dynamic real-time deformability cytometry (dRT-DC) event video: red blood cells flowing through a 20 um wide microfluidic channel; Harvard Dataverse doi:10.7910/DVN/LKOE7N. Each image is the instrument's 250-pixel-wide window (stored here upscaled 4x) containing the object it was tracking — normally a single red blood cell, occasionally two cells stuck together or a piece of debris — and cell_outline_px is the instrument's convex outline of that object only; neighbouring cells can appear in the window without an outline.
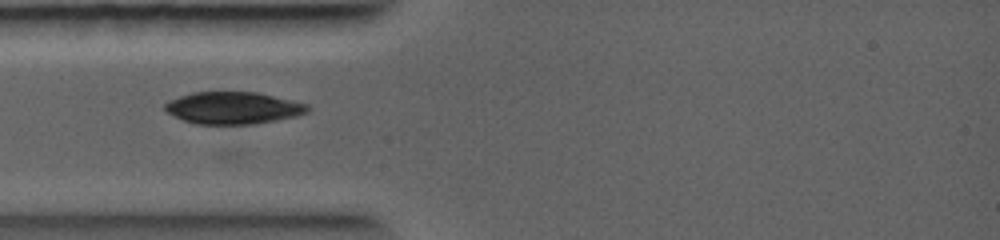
{"species": "common noctule bat (a hibernating species)", "species_latin": "Nyctalus noctula", "temperature_condition": "warm", "stored_images_in_passage": 9, "camera_frame_rate_fps": 5000, "um_per_image_px": 0.085, "animal": {"sex": "female", "body_mass_g": 19.0, "forearm_length_mm": 56.7}, "frame": {"image": 1, "passage_image": 4, "time_ms": 2.2, "image_size_px": [1000, 240], "cell_outline_px": [[308, 112], [296, 116], [276, 120], [252, 124], [196, 124], [184, 120], [168, 112], [164, 108], [164, 104], [180, 96], [192, 92], [256, 92], [308, 104]], "centroid_in_image_um": [19.82, 9.17], "position_along_channel_um": 65.2, "area_um2": 26.36}}
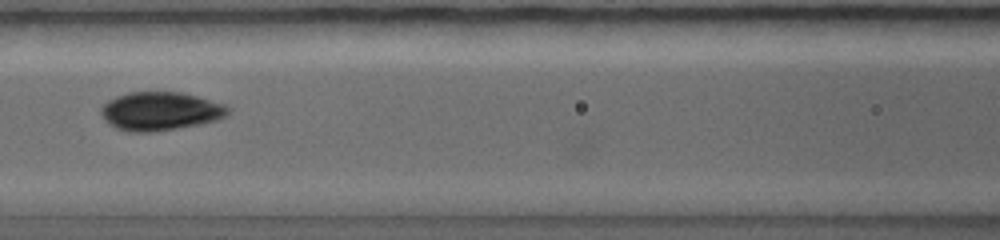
{"frame": {"image": 2, "passage_image": 6, "time_ms": 3.6, "image_size_px": [1000, 240], "cell_outline_px": [[232, 112], [216, 120], [200, 124], [152, 132], [128, 132], [116, 128], [108, 124], [104, 120], [100, 112], [100, 108], [108, 100], [116, 96], [128, 92], [180, 92], [196, 96], [224, 104], [232, 108]], "centroid_in_image_um": [13.61, 9.45], "position_along_channel_um": 153.0, "area_um2": 28.61}}
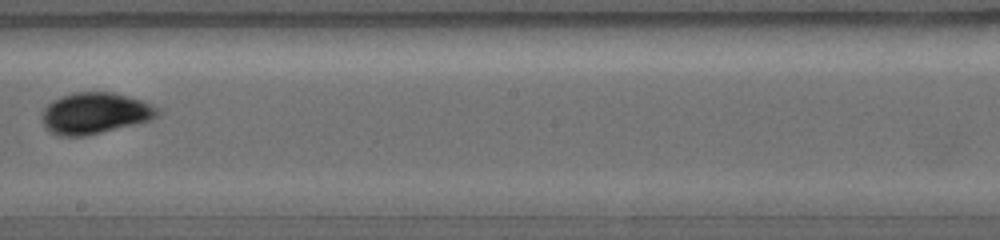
{"frame": {"image": 3, "passage_image": 8, "time_ms": 5.0, "image_size_px": [1000, 240], "cell_outline_px": [[160, 116], [148, 120], [84, 136], [56, 136], [44, 124], [40, 116], [40, 112], [52, 100], [60, 96], [76, 92], [112, 92], [128, 96], [140, 100], [160, 108]], "centroid_in_image_um": [8.03, 9.61], "position_along_channel_um": 240.2, "area_um2": 27.63}}